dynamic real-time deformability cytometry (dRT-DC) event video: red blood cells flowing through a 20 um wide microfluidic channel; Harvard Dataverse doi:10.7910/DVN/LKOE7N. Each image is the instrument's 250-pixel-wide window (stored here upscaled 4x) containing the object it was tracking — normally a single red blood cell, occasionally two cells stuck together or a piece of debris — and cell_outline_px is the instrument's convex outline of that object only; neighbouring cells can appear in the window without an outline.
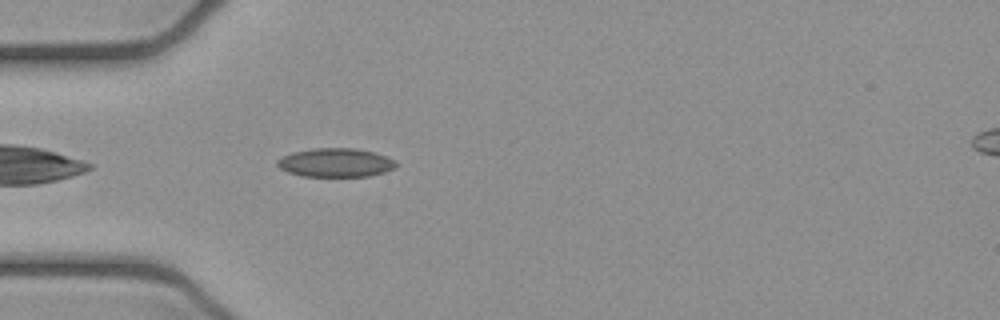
{"species": "common noctule bat (a hibernating species)", "species_latin": "Nyctalus noctula", "temperature_condition": "cold", "stored_images_in_passage": 4, "camera_frame_rate_fps": 3000, "um_per_image_px": 0.085, "animal": {"sex": "female", "body_mass_g": 21.9}, "frame": {"image": 1, "passage_image": 4, "time_ms": 1.0, "image_size_px": [1000, 320], "cell_outline_px": [[400, 164], [396, 168], [384, 172], [368, 176], [304, 176], [288, 172], [280, 168], [276, 164], [276, 160], [292, 152], [316, 148], [356, 148], [376, 152], [396, 160]], "centroid_in_image_um": [28.59, 13.81], "position_along_channel_um": 56.4, "area_um2": 20.06}}